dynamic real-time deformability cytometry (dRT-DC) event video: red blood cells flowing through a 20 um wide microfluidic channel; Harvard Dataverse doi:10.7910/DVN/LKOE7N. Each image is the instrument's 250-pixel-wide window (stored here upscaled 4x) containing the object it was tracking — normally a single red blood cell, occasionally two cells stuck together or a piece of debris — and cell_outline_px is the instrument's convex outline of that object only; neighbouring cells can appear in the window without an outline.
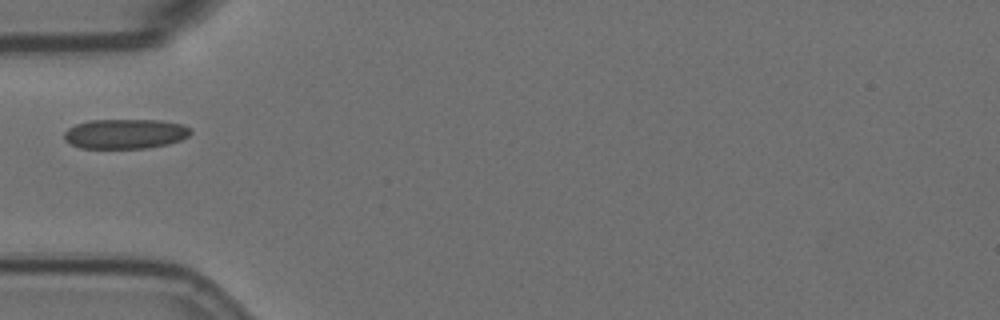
{"species": "Egyptian fruit bat (a non-hibernating species)", "species_latin": "Rousettus aegyptiacus", "temperature_condition": "room temperature", "stored_images_in_passage": 2, "camera_frame_rate_fps": 3000, "um_per_image_px": 0.085, "animal": {"sex": "female"}, "frame": {"image": 1, "passage_image": 1, "time_ms": 0.0, "image_size_px": [1000, 320], "cell_outline_px": [[192, 132], [188, 136], [180, 140], [168, 144], [148, 148], [80, 148], [64, 140], [64, 132], [68, 128], [76, 124], [88, 120], [160, 120], [180, 124], [188, 128]], "centroid_in_image_um": [10.61, 11.37], "position_along_channel_um": 74.4, "area_um2": 21.91}}